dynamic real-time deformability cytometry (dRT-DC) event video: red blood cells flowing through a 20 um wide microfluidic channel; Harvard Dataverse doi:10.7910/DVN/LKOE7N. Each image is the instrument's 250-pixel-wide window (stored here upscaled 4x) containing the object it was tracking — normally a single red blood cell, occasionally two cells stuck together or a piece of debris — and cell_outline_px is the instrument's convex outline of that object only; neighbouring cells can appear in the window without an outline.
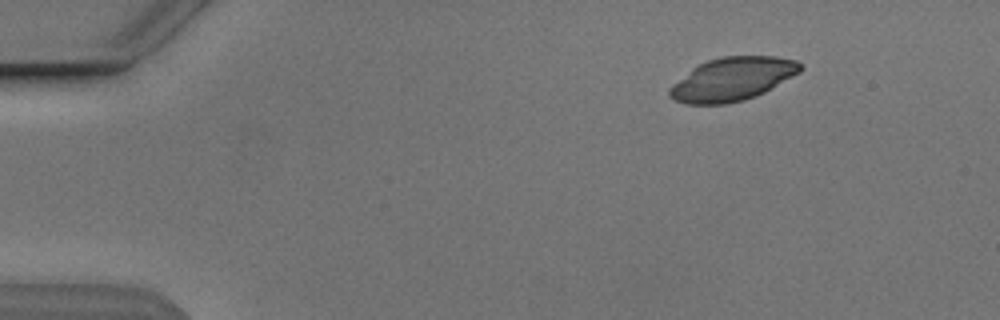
{"species": "Egyptian fruit bat (a non-hibernating species)", "species_latin": "Rousettus aegyptiacus", "temperature_condition": "cold", "stored_images_in_passage": 47, "camera_frame_rate_fps": 3000, "um_per_image_px": 0.085, "animal": {"sex": "male"}, "frame": {"image": 1, "passage_image": 1, "time_ms": 0.0, "image_size_px": [1000, 320], "cell_outline_px": [[804, 68], [800, 72], [764, 92], [756, 96], [744, 100], [728, 104], [684, 104], [672, 100], [668, 96], [668, 88], [672, 84], [692, 68], [708, 60], [720, 56], [776, 56], [796, 60], [804, 64]], "centroid_in_image_um": [62.24, 6.73], "position_along_channel_um": 22.8, "area_um2": 33.29}}